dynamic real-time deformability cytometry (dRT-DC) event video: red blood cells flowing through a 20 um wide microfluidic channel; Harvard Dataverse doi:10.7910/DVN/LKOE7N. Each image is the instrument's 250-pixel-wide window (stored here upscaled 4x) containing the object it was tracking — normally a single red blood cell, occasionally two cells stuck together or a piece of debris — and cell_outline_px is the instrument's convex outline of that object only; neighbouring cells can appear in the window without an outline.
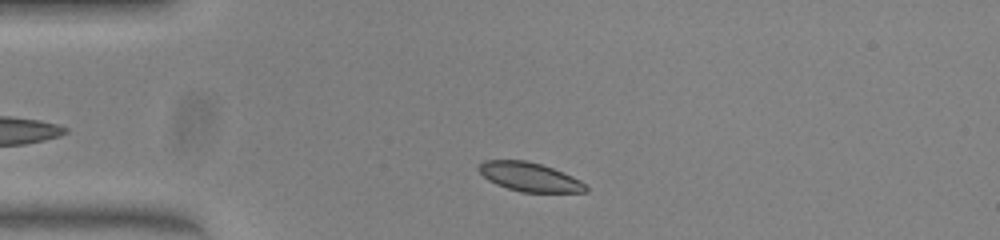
{"species": "common noctule bat (a hibernating species)", "species_latin": "Nyctalus noctula", "temperature_condition": "warm", "stored_images_in_passage": 34, "camera_frame_rate_fps": 3000, "um_per_image_px": 0.085, "animal": {"sex": "female", "body_mass_g": 23.0, "forearm_length_mm": 53.4}, "frame": {"image": 1, "passage_image": 4, "time_ms": 1.0, "image_size_px": [1000, 240], "cell_outline_px": [[588, 192], [520, 192], [496, 184], [488, 180], [480, 172], [480, 164], [484, 160], [524, 160], [540, 164], [552, 168], [572, 176], [580, 180], [588, 188]], "centroid_in_image_um": [45.03, 15.04], "position_along_channel_um": 40.0, "area_um2": 17.8}}
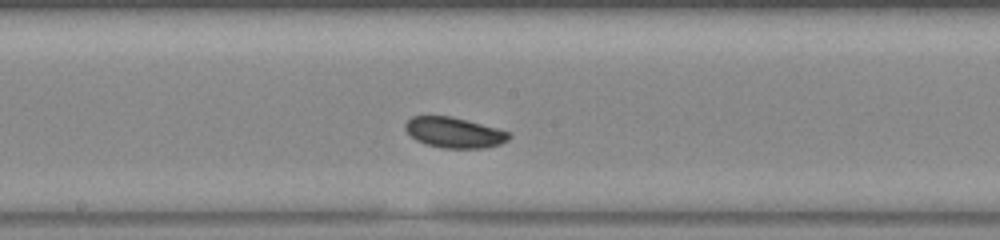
{"frame": {"image": 2, "passage_image": 19, "time_ms": 6.0, "image_size_px": [1000, 240], "cell_outline_px": [[512, 136], [508, 140], [500, 144], [484, 148], [444, 148], [424, 144], [416, 140], [404, 128], [404, 124], [412, 116], [452, 116], [496, 128], [508, 132]], "centroid_in_image_um": [38.59, 11.27], "position_along_channel_um": 209.6, "area_um2": 18.38}}
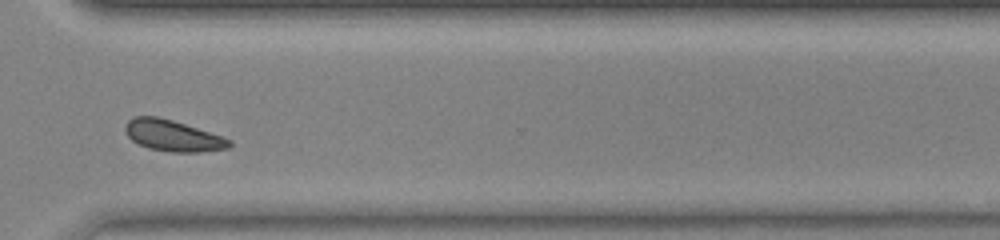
{"frame": {"image": 3, "passage_image": 30, "time_ms": 9.667, "image_size_px": [1000, 240], "cell_outline_px": [[232, 144], [228, 148], [200, 152], [168, 152], [148, 148], [132, 140], [128, 136], [124, 128], [128, 120], [136, 116], [156, 116], [172, 120], [232, 140]], "centroid_in_image_um": [14.67, 11.54], "position_along_channel_um": 355.9, "area_um2": 18.67}, "authors_computed_cell_mechanics": {"area_um2": 18.3804, "velocity_mm_per_s": 3.9777, "shape_relaxation_time_tau1_ms": 1.6742, "shape_relaxation_time_tau2_ms": null, "deformation_change_tau1": 0.0609, "deformation_change_tau2": null}}